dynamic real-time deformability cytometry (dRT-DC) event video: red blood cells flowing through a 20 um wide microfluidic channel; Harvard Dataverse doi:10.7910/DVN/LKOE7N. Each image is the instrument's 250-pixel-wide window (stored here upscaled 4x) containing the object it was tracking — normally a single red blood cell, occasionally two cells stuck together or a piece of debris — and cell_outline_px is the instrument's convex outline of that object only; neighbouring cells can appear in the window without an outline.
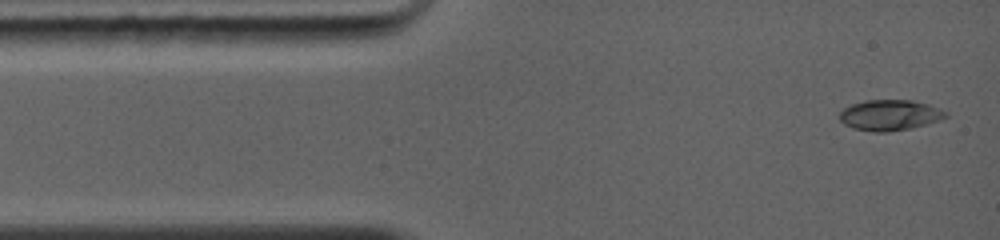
{"species": "common noctule bat (a hibernating species)", "species_latin": "Nyctalus noctula", "temperature_condition": "warm", "stored_images_in_passage": 4, "camera_frame_rate_fps": 5000, "um_per_image_px": 0.085, "animal": {"sex": "female", "body_mass_g": 19.0, "forearm_length_mm": 56.7}, "frame": {"image": 1, "passage_image": 1, "time_ms": 0.0, "image_size_px": [1000, 240], "cell_outline_px": [[948, 116], [940, 120], [912, 128], [888, 132], [872, 132], [852, 128], [844, 124], [840, 120], [840, 112], [844, 108], [852, 104], [864, 100], [912, 100], [928, 104], [948, 112]], "centroid_in_image_um": [75.63, 9.79], "position_along_channel_um": 9.4, "area_um2": 19.07}}